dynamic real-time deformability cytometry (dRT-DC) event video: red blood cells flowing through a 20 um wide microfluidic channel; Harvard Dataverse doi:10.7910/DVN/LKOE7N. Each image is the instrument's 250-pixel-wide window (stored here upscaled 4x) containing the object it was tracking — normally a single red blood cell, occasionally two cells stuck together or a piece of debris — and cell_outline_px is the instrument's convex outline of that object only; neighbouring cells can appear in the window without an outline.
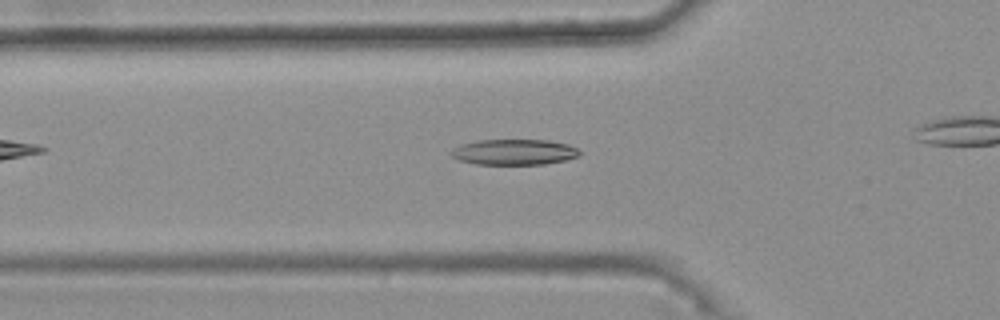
{"species": "common noctule bat (a hibernating species)", "species_latin": "Nyctalus noctula", "temperature_condition": "warm", "stored_images_in_passage": 38, "camera_frame_rate_fps": 3000, "um_per_image_px": 0.085, "animal": {"sex": "female", "body_mass_g": 25.1}, "frame": {"image": 1, "passage_image": 11, "time_ms": 3.333, "image_size_px": [1000, 320], "cell_outline_px": [[580, 156], [564, 160], [544, 164], [476, 164], [460, 160], [452, 156], [452, 148], [460, 144], [476, 140], [548, 140], [568, 144], [576, 148], [580, 152]], "centroid_in_image_um": [43.7, 12.92], "position_along_channel_um": 82.1, "area_um2": 19.13}}
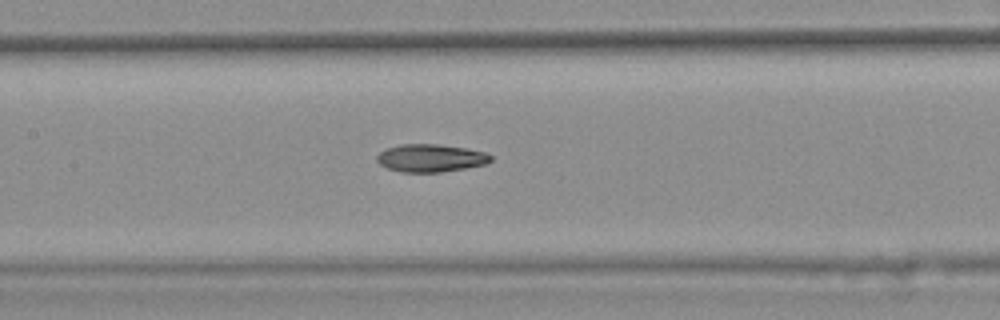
{"frame": {"image": 2, "passage_image": 18, "time_ms": 5.667, "image_size_px": [1000, 320], "cell_outline_px": [[492, 160], [484, 164], [464, 168], [440, 172], [400, 172], [388, 168], [380, 164], [376, 160], [376, 156], [384, 148], [400, 144], [436, 144], [464, 148], [484, 152], [492, 156]], "centroid_in_image_um": [36.55, 13.43], "position_along_channel_um": 170.9, "area_um2": 18.32}}
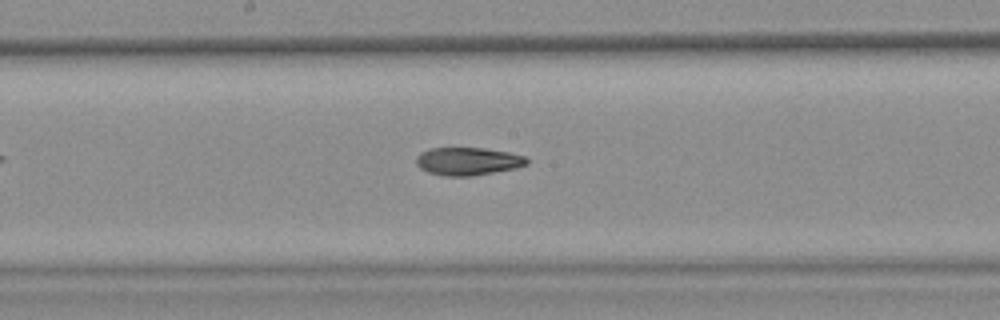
{"frame": {"image": 3, "passage_image": 21, "time_ms": 6.667, "image_size_px": [1000, 320], "cell_outline_px": [[528, 164], [516, 168], [472, 176], [444, 176], [428, 172], [420, 168], [416, 164], [416, 156], [420, 152], [428, 148], [484, 148], [508, 152], [524, 156], [528, 160]], "centroid_in_image_um": [39.74, 13.71], "position_along_channel_um": 208.5, "area_um2": 18.03}, "authors_computed_cell_mechanics": {"area_um2": 18.4671, "velocity_mm_per_s": 3.7829, "shape_relaxation_time_tau1_ms": null, "shape_relaxation_time_tau2_ms": 5.5738, "deformation_change_tau1": null, "deformation_change_tau2": 0.138}}